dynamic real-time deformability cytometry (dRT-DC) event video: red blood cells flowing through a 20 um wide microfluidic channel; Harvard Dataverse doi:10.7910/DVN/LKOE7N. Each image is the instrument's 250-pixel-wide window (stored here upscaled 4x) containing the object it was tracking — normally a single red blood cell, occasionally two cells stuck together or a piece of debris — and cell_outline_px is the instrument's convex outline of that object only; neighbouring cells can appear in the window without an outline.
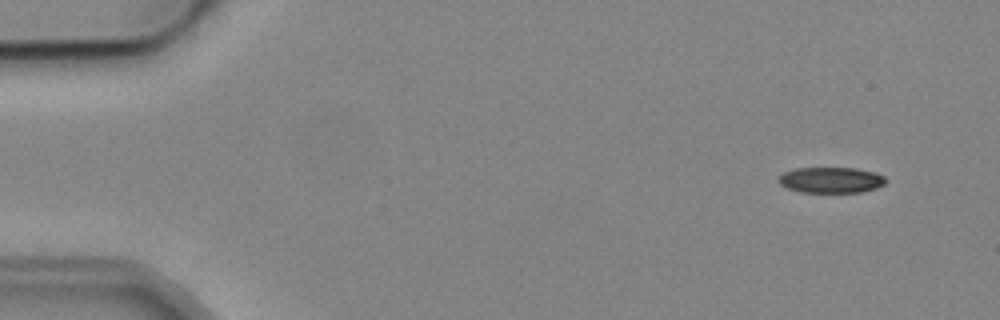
{"species": "common noctule bat (a hibernating species)", "species_latin": "Nyctalus noctula", "temperature_condition": "cold", "stored_images_in_passage": 5, "camera_frame_rate_fps": 3000, "um_per_image_px": 0.085, "animal": {"sex": "male", "body_mass_g": 19.2, "forearm_length_mm": 51.8}, "frame": {"image": 1, "passage_image": 1, "time_ms": 0.0, "image_size_px": [1000, 320], "cell_outline_px": [[888, 180], [884, 184], [876, 188], [860, 192], [800, 192], [784, 188], [776, 180], [776, 176], [784, 172], [796, 168], [856, 168], [876, 172], [884, 176]], "centroid_in_image_um": [70.59, 15.3], "position_along_channel_um": 14.4, "area_um2": 16.42}}
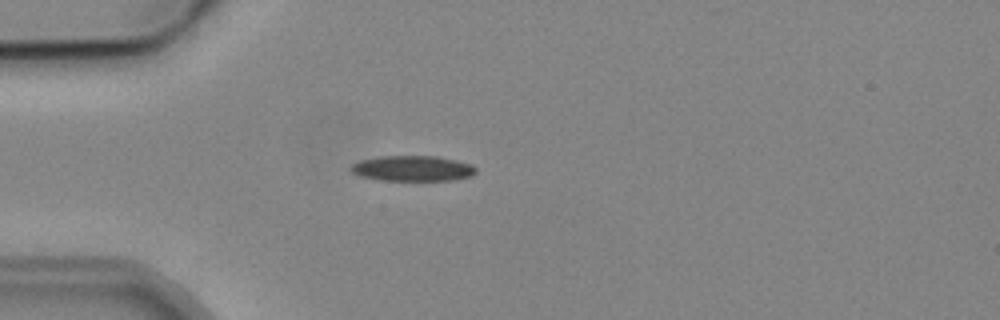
{"frame": {"image": 2, "passage_image": 4, "time_ms": 3.667, "image_size_px": [1000, 320], "cell_outline_px": [[476, 172], [472, 176], [452, 180], [384, 180], [360, 176], [352, 172], [352, 164], [360, 160], [380, 156], [436, 156], [456, 160], [472, 164], [476, 168]], "centroid_in_image_um": [35.11, 14.31], "position_along_channel_um": 49.9, "area_um2": 18.44}}